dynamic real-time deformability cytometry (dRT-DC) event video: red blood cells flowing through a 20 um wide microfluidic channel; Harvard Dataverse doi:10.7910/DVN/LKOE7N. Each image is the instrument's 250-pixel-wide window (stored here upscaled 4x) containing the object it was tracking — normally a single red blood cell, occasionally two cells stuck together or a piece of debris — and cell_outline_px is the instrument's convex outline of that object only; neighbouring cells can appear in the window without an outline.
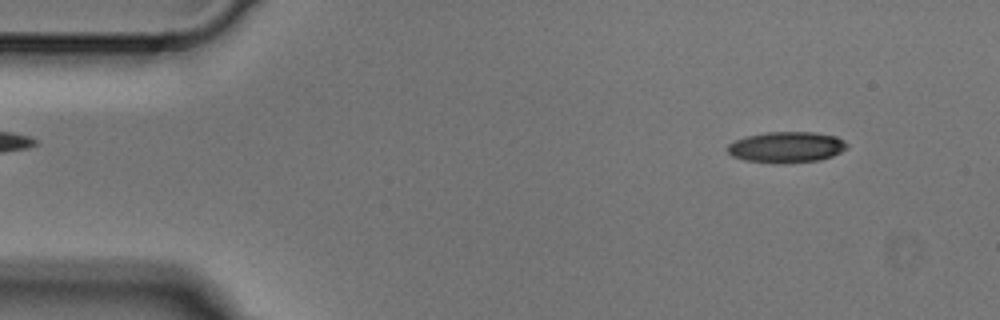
{"species": "Egyptian fruit bat (a non-hibernating species)", "species_latin": "Rousettus aegyptiacus", "temperature_condition": "cold", "stored_images_in_passage": 3, "camera_frame_rate_fps": 3000, "um_per_image_px": 0.085, "animal": {"sex": "male"}, "frame": {"image": 1, "passage_image": 1, "time_ms": 0.0, "image_size_px": [1000, 320], "cell_outline_px": [[848, 148], [832, 156], [820, 160], [784, 164], [772, 164], [744, 160], [732, 156], [728, 152], [728, 144], [744, 136], [768, 132], [816, 132], [836, 136], [844, 140], [848, 144]], "centroid_in_image_um": [66.86, 12.52], "position_along_channel_um": 18.1, "area_um2": 21.91}}
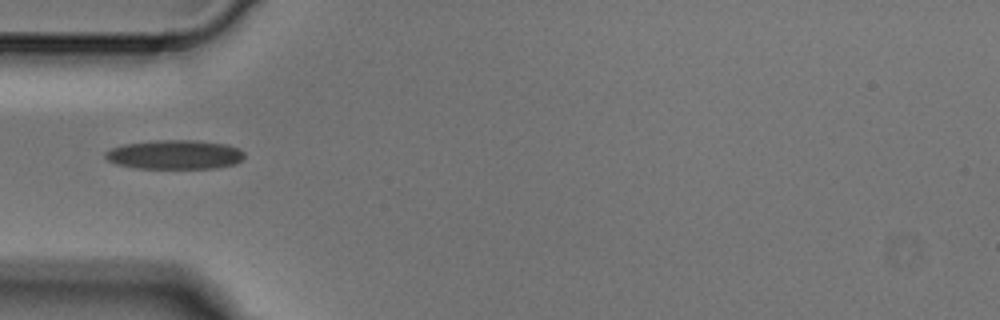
{"frame": {"image": 2, "passage_image": 3, "time_ms": 0.667, "image_size_px": [1000, 320], "cell_outline_px": [[244, 156], [236, 164], [216, 168], [132, 168], [116, 164], [108, 160], [104, 156], [104, 152], [112, 148], [124, 144], [156, 140], [196, 140], [228, 144], [240, 148], [244, 152]], "centroid_in_image_um": [14.87, 13.14], "position_along_channel_um": 70.1, "area_um2": 23.87}}